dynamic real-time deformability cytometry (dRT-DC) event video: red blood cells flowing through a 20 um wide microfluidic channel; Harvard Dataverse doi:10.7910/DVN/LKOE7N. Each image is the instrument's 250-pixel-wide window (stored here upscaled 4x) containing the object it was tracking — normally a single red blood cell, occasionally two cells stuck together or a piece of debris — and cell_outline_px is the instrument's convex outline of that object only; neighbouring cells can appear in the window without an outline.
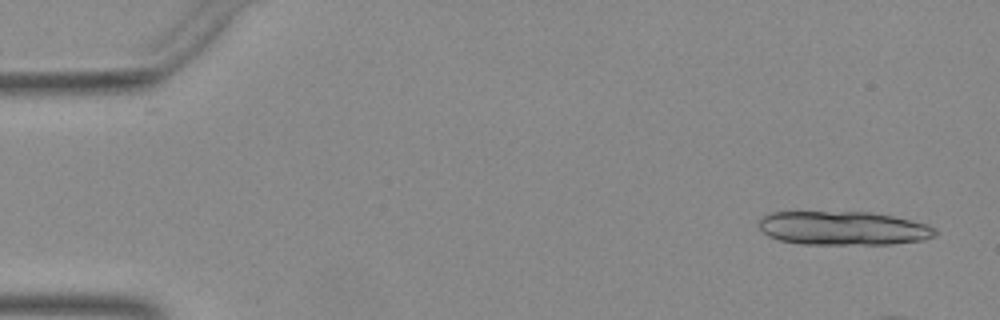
{"species": "Egyptian fruit bat (a non-hibernating species)", "species_latin": "Rousettus aegyptiacus", "temperature_condition": "warm", "stored_images_in_passage": 11, "camera_frame_rate_fps": 3000, "um_per_image_px": 0.085, "animal": {"sex": "female"}, "frame": {"image": 1, "passage_image": 1, "time_ms": 0.0, "image_size_px": [1000, 320], "cell_outline_px": [[936, 236], [924, 240], [892, 244], [804, 244], [780, 240], [768, 236], [760, 228], [760, 220], [768, 212], [872, 212], [892, 216], [928, 224], [936, 228]], "centroid_in_image_um": [71.71, 19.4], "position_along_channel_um": 13.3, "area_um2": 34.74}}